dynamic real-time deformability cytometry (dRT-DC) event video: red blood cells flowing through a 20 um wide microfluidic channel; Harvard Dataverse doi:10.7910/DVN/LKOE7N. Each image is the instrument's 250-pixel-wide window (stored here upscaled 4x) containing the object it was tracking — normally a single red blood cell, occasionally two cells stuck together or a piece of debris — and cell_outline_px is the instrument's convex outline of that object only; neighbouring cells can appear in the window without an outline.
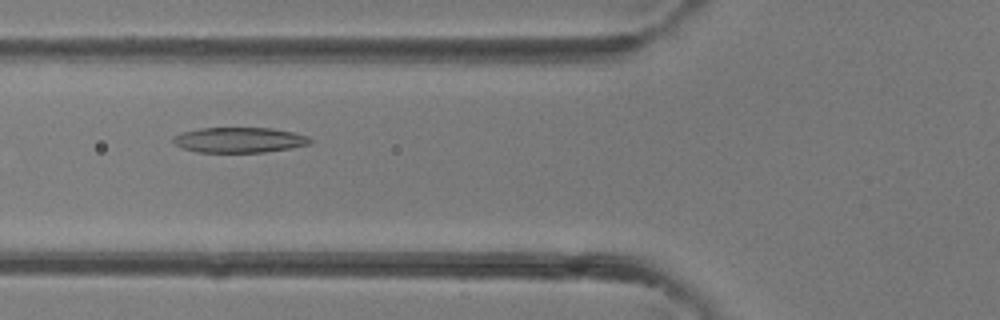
{"species": "common noctule bat (a hibernating species)", "species_latin": "Nyctalus noctula", "temperature_condition": "room temperature", "stored_images_in_passage": 40, "camera_frame_rate_fps": 3000, "um_per_image_px": 0.085, "animal": {"sex": "female"}, "frame": {"image": 1, "passage_image": 15, "time_ms": 4.667, "image_size_px": [1000, 320], "cell_outline_px": [[312, 144], [292, 148], [264, 152], [196, 152], [180, 148], [172, 140], [172, 136], [180, 132], [200, 128], [272, 128], [292, 132], [308, 136], [312, 140]], "centroid_in_image_um": [20.32, 11.9], "position_along_channel_um": 105.5, "area_um2": 20.4}}
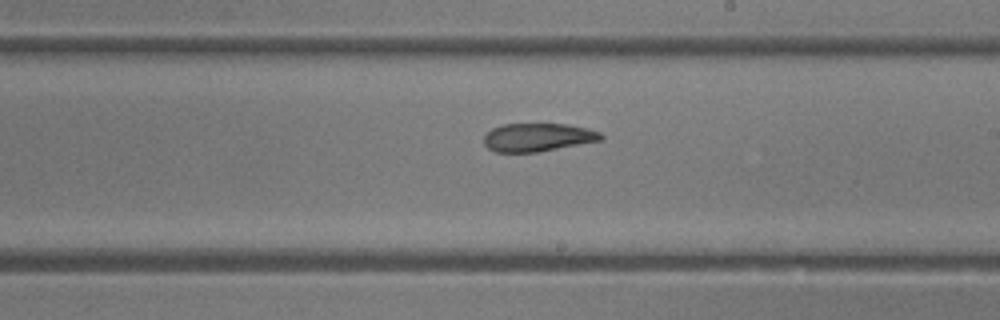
{"frame": {"image": 2, "passage_image": 23, "time_ms": 7.333, "image_size_px": [1000, 320], "cell_outline_px": [[604, 140], [540, 152], [496, 152], [488, 148], [484, 144], [484, 136], [492, 128], [504, 124], [568, 124], [588, 128], [600, 132], [604, 136]], "centroid_in_image_um": [45.76, 11.68], "position_along_channel_um": 243.2, "area_um2": 19.48}}
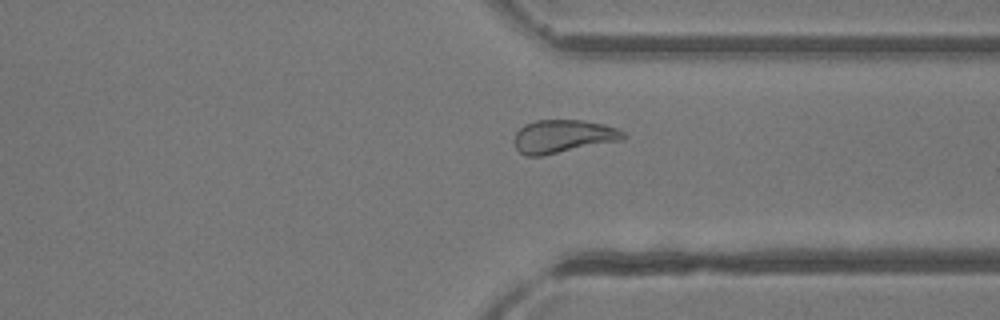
{"frame": {"image": 3, "passage_image": 30, "time_ms": 9.667, "image_size_px": [1000, 320], "cell_outline_px": [[628, 136], [624, 140], [540, 156], [524, 156], [516, 148], [516, 132], [524, 124], [536, 120], [584, 120], [604, 124], [616, 128], [624, 132]], "centroid_in_image_um": [47.9, 11.58], "position_along_channel_um": 363.5, "area_um2": 21.1}}